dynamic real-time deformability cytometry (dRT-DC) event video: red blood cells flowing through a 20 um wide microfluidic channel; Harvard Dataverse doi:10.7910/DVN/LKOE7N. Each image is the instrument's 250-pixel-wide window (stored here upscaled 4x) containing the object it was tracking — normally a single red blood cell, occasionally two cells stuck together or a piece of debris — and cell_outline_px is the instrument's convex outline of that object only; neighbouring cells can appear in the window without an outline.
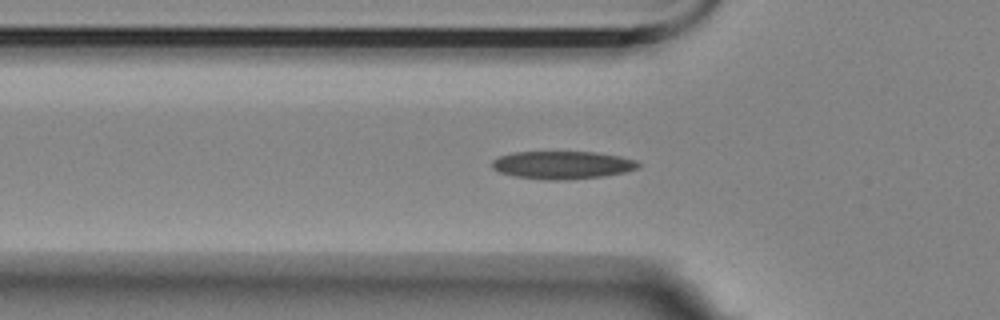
{"species": "Egyptian fruit bat (a non-hibernating species)", "species_latin": "Rousettus aegyptiacus", "temperature_condition": "room temperature", "stored_images_in_passage": 30, "camera_frame_rate_fps": 3000, "um_per_image_px": 0.085, "animal": {"sex": "female"}, "frame": {"image": 1, "passage_image": 5, "time_ms": 1.333, "image_size_px": [1000, 320], "cell_outline_px": [[640, 164], [636, 168], [624, 172], [604, 176], [568, 180], [544, 180], [512, 176], [500, 172], [492, 168], [492, 160], [500, 156], [516, 152], [596, 152], [636, 160]], "centroid_in_image_um": [47.76, 14.04], "position_along_channel_um": 78.0, "area_um2": 23.7}}
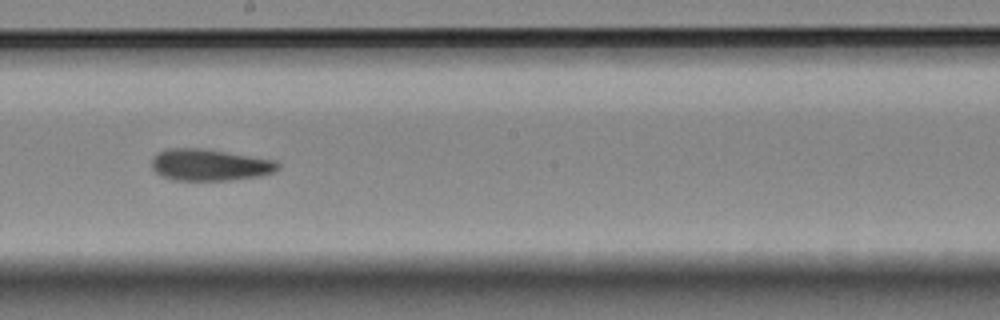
{"frame": {"image": 2, "passage_image": 18, "time_ms": 5.667, "image_size_px": [1000, 320], "cell_outline_px": [[280, 168], [276, 172], [260, 176], [232, 180], [172, 180], [160, 176], [152, 168], [152, 156], [168, 148], [196, 148], [224, 152], [276, 160], [280, 164]], "centroid_in_image_um": [17.83, 14.03], "position_along_channel_um": 230.4, "area_um2": 23.29}}
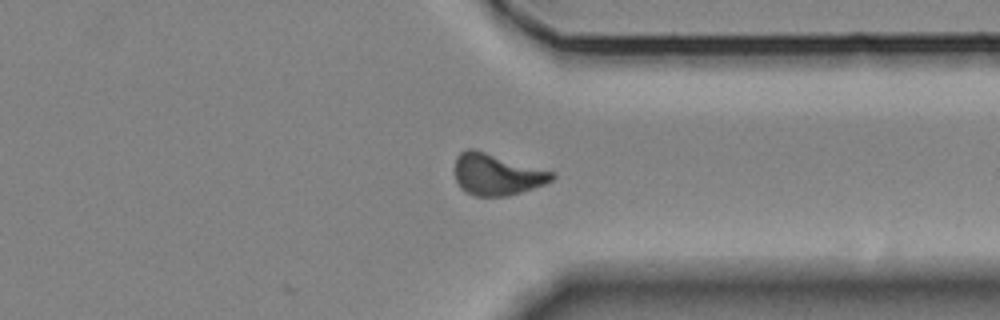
{"frame": {"image": 3, "passage_image": 30, "time_ms": 9.667, "image_size_px": [1000, 320], "cell_outline_px": [[556, 176], [552, 180], [544, 184], [508, 196], [476, 196], [460, 188], [456, 180], [456, 156], [460, 152], [468, 148], [472, 148], [556, 172]], "centroid_in_image_um": [42.24, 14.82], "position_along_channel_um": 369.2, "area_um2": 23.41}, "authors_computed_cell_mechanics": {"area_um2": 23.12, "velocity_mm_per_s": 3.4926, "shape_relaxation_time_tau1_ms": 7.1302, "shape_relaxation_time_tau2_ms": 4.6092, "deformation_change_tau1": 0.1911, "deformation_change_tau2": 0.1149}}